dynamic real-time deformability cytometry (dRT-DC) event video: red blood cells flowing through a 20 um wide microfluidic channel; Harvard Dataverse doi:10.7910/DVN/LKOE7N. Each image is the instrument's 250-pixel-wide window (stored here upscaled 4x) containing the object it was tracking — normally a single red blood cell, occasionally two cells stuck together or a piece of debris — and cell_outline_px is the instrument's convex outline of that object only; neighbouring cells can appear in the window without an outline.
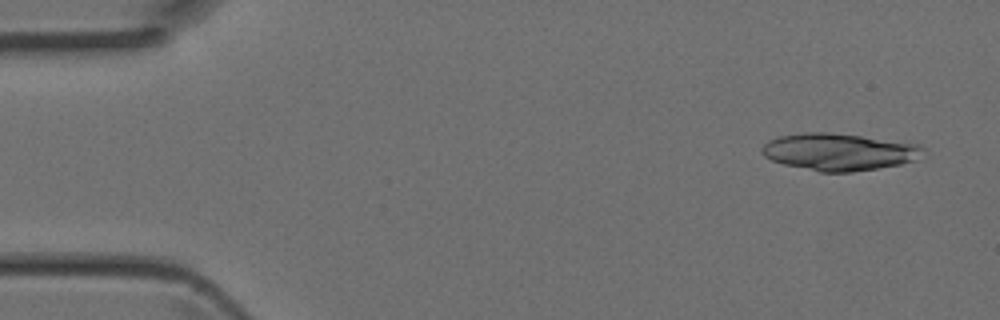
{"species": "Egyptian fruit bat (a non-hibernating species)", "species_latin": "Rousettus aegyptiacus", "temperature_condition": "room temperature", "stored_images_in_passage": 3, "camera_frame_rate_fps": 3000, "um_per_image_px": 0.085, "animal": {"sex": "female"}, "frame": {"image": 1, "passage_image": 1, "time_ms": 0.0, "image_size_px": [1000, 320], "cell_outline_px": [[924, 148], [912, 160], [900, 164], [876, 168], [848, 172], [820, 172], [784, 164], [772, 160], [764, 156], [760, 148], [768, 140], [780, 136], [804, 132], [824, 132], [860, 136], [920, 144]], "centroid_in_image_um": [71.23, 12.9], "position_along_channel_um": 13.8, "area_um2": 34.28}}